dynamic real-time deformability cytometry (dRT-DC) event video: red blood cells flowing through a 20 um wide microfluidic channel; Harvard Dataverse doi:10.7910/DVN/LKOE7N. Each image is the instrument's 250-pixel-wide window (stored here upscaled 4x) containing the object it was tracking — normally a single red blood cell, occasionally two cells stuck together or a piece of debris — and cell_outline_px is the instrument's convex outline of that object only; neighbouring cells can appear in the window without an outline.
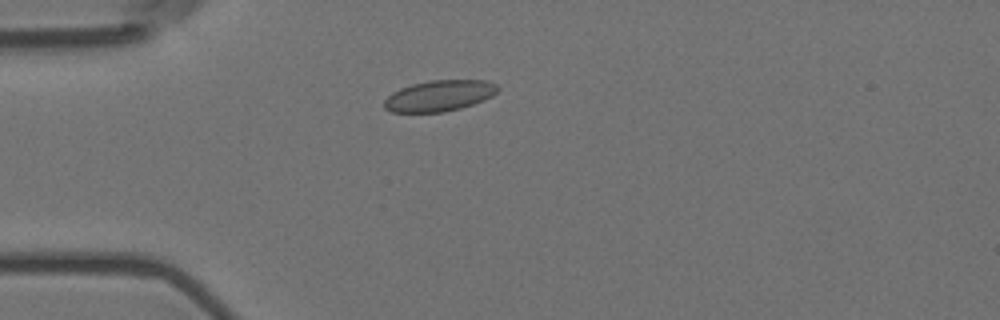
{"species": "Egyptian fruit bat (a non-hibernating species)", "species_latin": "Rousettus aegyptiacus", "temperature_condition": "room temperature", "stored_images_in_passage": 4, "camera_frame_rate_fps": 3000, "um_per_image_px": 0.085, "animal": {"sex": "female"}, "frame": {"image": 1, "passage_image": 4, "time_ms": 1.0, "image_size_px": [1000, 320], "cell_outline_px": [[500, 88], [492, 96], [484, 100], [460, 108], [444, 112], [392, 112], [384, 108], [384, 100], [392, 92], [400, 88], [412, 84], [432, 80], [484, 80], [496, 84]], "centroid_in_image_um": [37.33, 8.14], "position_along_channel_um": 47.7, "area_um2": 20.46}}